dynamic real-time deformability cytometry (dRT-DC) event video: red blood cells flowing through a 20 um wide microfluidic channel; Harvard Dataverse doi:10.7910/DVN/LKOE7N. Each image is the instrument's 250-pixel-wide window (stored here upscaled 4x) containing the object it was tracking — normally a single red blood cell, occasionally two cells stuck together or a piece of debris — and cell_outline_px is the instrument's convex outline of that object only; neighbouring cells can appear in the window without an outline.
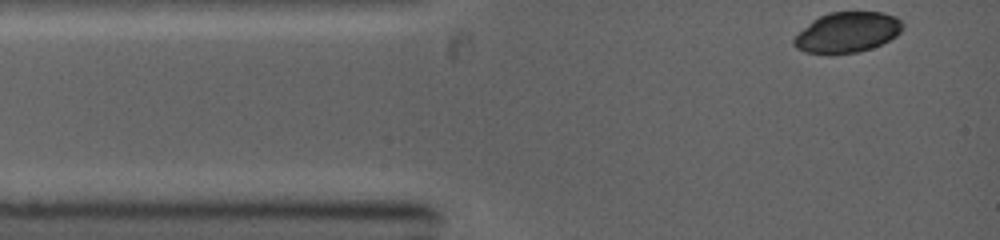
{"species": "common noctule bat (a hibernating species)", "species_latin": "Nyctalus noctula", "temperature_condition": "warm", "stored_images_in_passage": 5, "camera_frame_rate_fps": 5000, "um_per_image_px": 0.085, "animal": {"sex": "female", "body_mass_g": 19.0, "forearm_length_mm": 53.3}, "frame": {"image": 1, "passage_image": 1, "time_ms": 0.0, "image_size_px": [1000, 240], "cell_outline_px": [[904, 28], [896, 36], [872, 48], [856, 52], [828, 56], [804, 52], [796, 48], [792, 44], [792, 40], [812, 20], [828, 12], [884, 12], [896, 16], [904, 24]], "centroid_in_image_um": [72.0, 2.77], "position_along_channel_um": 13.0, "area_um2": 26.01}}
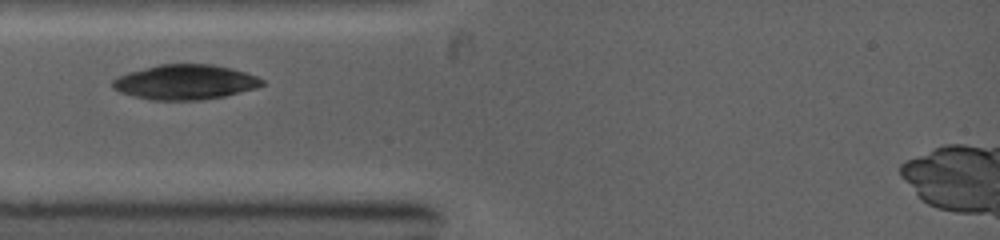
{"frame": {"image": 2, "passage_image": 3, "time_ms": 2.2, "image_size_px": [1000, 240], "cell_outline_px": [[264, 84], [256, 88], [224, 96], [200, 100], [152, 100], [120, 92], [112, 88], [112, 80], [128, 72], [160, 64], [212, 64], [232, 68], [256, 76], [264, 80]], "centroid_in_image_um": [15.75, 6.97], "position_along_channel_um": 69.3, "area_um2": 30.23}}